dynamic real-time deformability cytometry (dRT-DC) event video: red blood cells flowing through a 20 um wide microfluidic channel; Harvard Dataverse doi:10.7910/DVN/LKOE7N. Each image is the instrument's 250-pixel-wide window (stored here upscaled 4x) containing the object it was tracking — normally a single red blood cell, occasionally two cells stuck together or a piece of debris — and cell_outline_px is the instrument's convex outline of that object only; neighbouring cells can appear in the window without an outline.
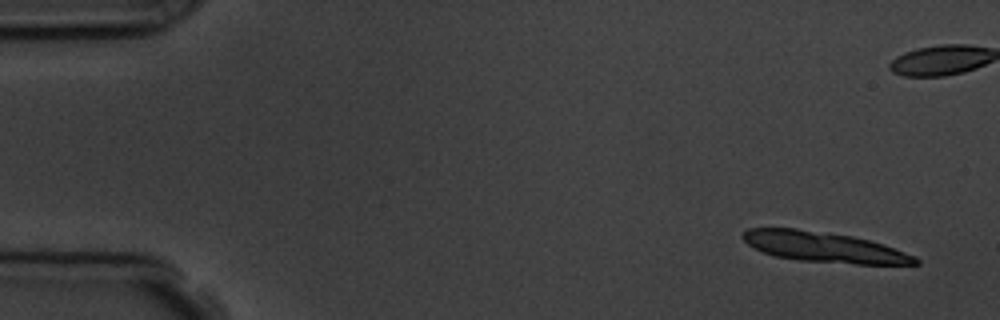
{"species": "common noctule bat (a hibernating species)", "species_latin": "Nyctalus noctula", "temperature_condition": "room temperature", "stored_images_in_passage": 6, "camera_frame_rate_fps": 3000, "um_per_image_px": 0.085, "animal": {"sex": "male", "body_mass_g": 19.5, "forearm_length_mm": 54.6}, "frame": {"image": 1, "passage_image": 1, "time_ms": 0.0, "image_size_px": [1000, 320], "cell_outline_px": [[920, 264], [856, 264], [800, 260], [776, 256], [764, 252], [748, 244], [740, 236], [748, 228], [796, 228], [852, 236], [884, 244], [916, 256], [920, 260]], "centroid_in_image_um": [70.07, 21.0], "position_along_channel_um": 14.9, "area_um2": 30.29}}
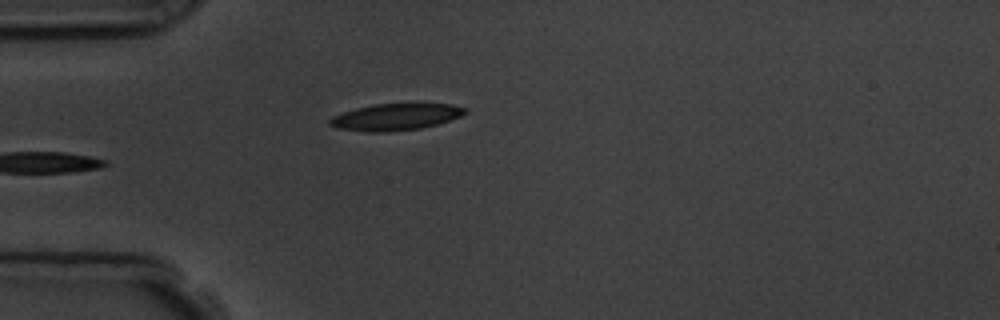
{"frame": {"image": 2, "passage_image": 5, "time_ms": 5.333, "image_size_px": [1000, 320], "cell_outline_px": [[468, 112], [460, 116], [436, 124], [420, 128], [388, 132], [368, 132], [336, 128], [328, 124], [328, 120], [332, 116], [356, 108], [376, 104], [412, 100], [452, 104], [468, 108]], "centroid_in_image_um": [33.68, 9.88], "position_along_channel_um": 51.3, "area_um2": 22.02}}